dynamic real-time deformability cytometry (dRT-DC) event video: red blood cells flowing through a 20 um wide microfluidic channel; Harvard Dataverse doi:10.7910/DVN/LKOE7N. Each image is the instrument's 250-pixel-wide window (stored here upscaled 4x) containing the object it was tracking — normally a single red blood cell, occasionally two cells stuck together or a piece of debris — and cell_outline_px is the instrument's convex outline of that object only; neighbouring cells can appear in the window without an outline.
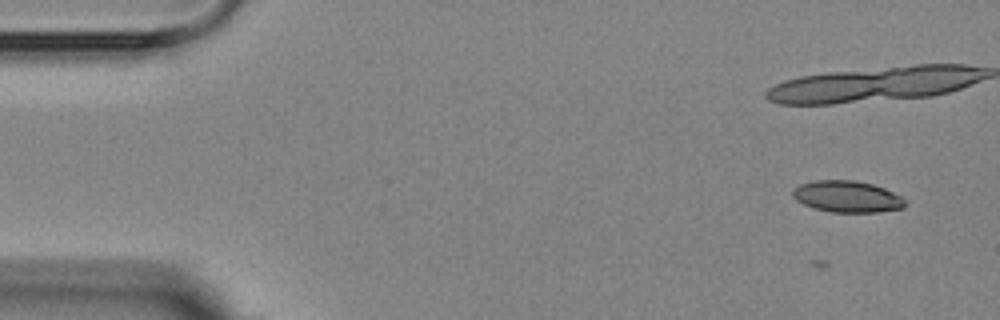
{"species": "Egyptian fruit bat (a non-hibernating species)", "species_latin": "Rousettus aegyptiacus", "temperature_condition": "room temperature", "stored_images_in_passage": 11, "camera_frame_rate_fps": 3000, "um_per_image_px": 0.085, "animal": {"sex": "female"}, "frame": {"image": 1, "passage_image": 2, "time_ms": 1.0, "image_size_px": [1000, 320], "cell_outline_px": [[904, 208], [876, 212], [832, 212], [812, 208], [796, 200], [792, 196], [792, 192], [800, 184], [812, 180], [856, 180], [872, 184], [884, 188], [900, 196], [904, 200]], "centroid_in_image_um": [71.98, 16.7], "position_along_channel_um": 13.0, "area_um2": 20.58}}
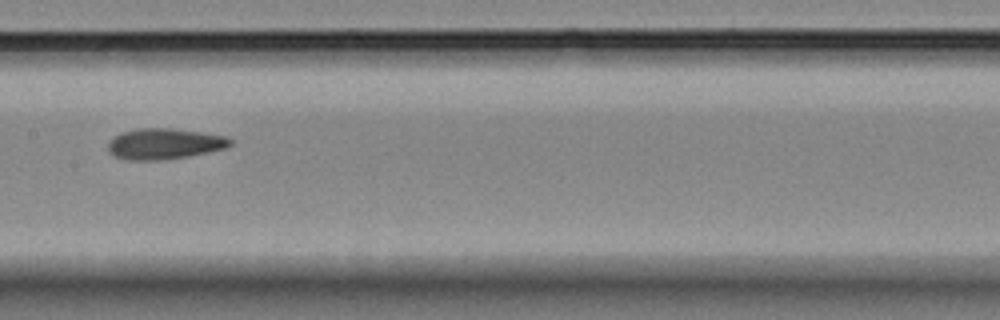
{"frame": {"image": 2, "passage_image": 9, "time_ms": 10.0, "image_size_px": [1000, 320], "cell_outline_px": [[232, 144], [228, 148], [188, 156], [160, 160], [128, 160], [112, 156], [108, 152], [108, 140], [120, 132], [140, 128], [172, 128], [200, 132], [224, 136], [232, 140]], "centroid_in_image_um": [13.93, 12.22], "position_along_channel_um": 193.5, "area_um2": 22.14}}
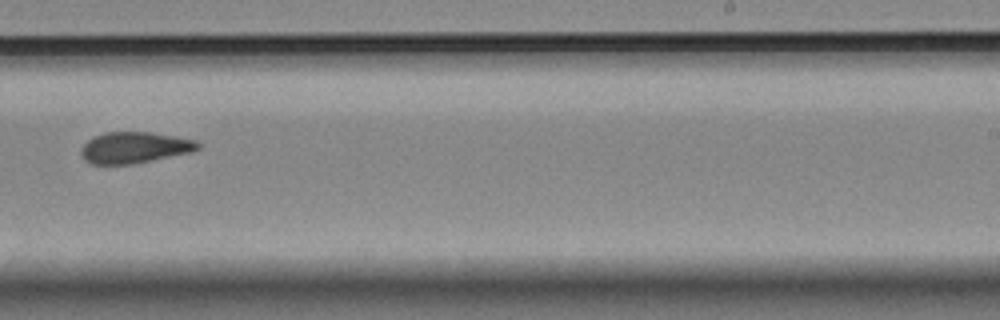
{"frame": {"image": 3, "passage_image": 11, "time_ms": 12.333, "image_size_px": [1000, 320], "cell_outline_px": [[200, 148], [192, 152], [132, 164], [88, 164], [84, 160], [80, 152], [80, 148], [88, 140], [104, 132], [152, 132], [196, 140], [200, 144]], "centroid_in_image_um": [11.42, 12.54], "position_along_channel_um": 277.6, "area_um2": 21.33}}